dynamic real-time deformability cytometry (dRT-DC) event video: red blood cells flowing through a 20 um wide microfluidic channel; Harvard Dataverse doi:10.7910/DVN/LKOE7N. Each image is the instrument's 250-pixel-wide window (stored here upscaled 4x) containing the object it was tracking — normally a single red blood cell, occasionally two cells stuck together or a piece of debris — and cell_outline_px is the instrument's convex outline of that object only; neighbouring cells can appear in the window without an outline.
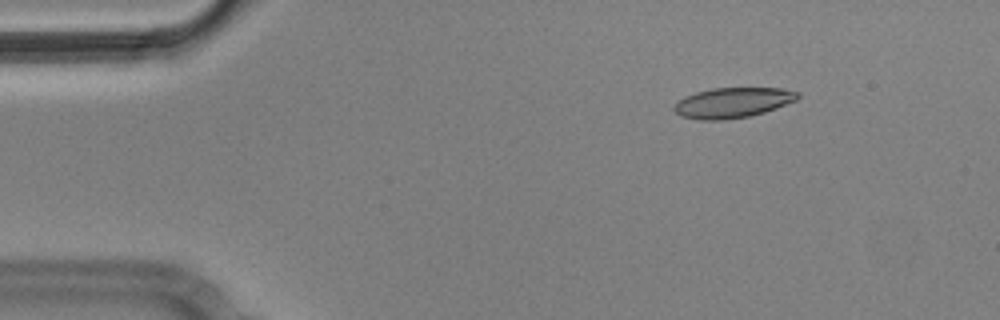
{"species": "Egyptian fruit bat (a non-hibernating species)", "species_latin": "Rousettus aegyptiacus", "temperature_condition": "cold", "stored_images_in_passage": 10, "camera_frame_rate_fps": 3000, "um_per_image_px": 0.085, "animal": {"sex": "male"}, "frame": {"image": 1, "passage_image": 2, "time_ms": 0.333, "image_size_px": [1000, 320], "cell_outline_px": [[800, 96], [796, 100], [776, 108], [764, 112], [748, 116], [724, 120], [700, 120], [680, 116], [672, 108], [684, 96], [696, 92], [712, 88], [780, 88], [800, 92]], "centroid_in_image_um": [62.27, 8.72], "position_along_channel_um": 22.7, "area_um2": 21.73}}
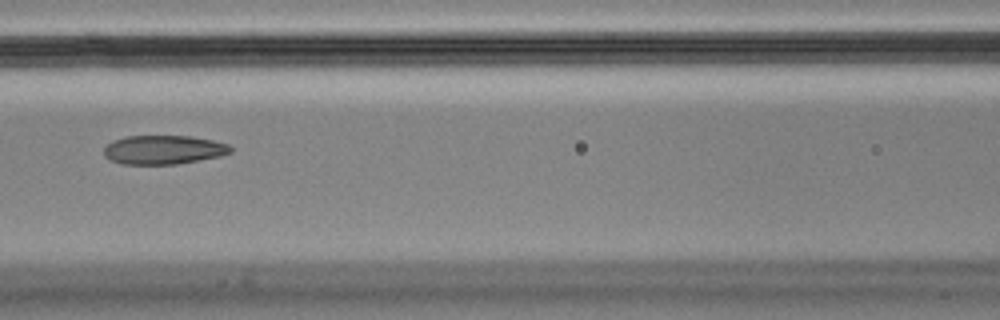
{"frame": {"image": 2, "passage_image": 7, "time_ms": 2.0, "image_size_px": [1000, 320], "cell_outline_px": [[232, 152], [220, 156], [176, 164], [120, 164], [104, 156], [104, 148], [112, 140], [128, 136], [192, 136], [212, 140], [228, 144], [232, 148]], "centroid_in_image_um": [13.89, 12.73], "position_along_channel_um": 152.7, "area_um2": 21.33}}
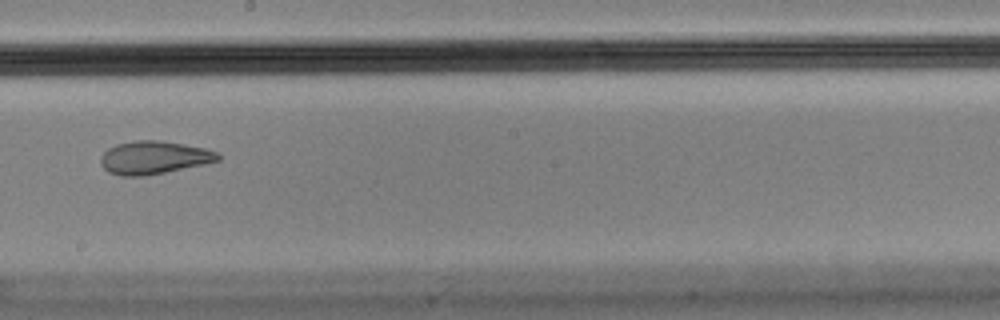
{"frame": {"image": 3, "passage_image": 9, "time_ms": 2.667, "image_size_px": [1000, 320], "cell_outline_px": [[220, 160], [204, 164], [144, 176], [120, 176], [108, 172], [100, 164], [100, 156], [108, 148], [116, 144], [132, 140], [160, 140], [184, 144], [204, 148], [220, 152]], "centroid_in_image_um": [13.06, 13.38], "position_along_channel_um": 235.1, "area_um2": 22.72}}